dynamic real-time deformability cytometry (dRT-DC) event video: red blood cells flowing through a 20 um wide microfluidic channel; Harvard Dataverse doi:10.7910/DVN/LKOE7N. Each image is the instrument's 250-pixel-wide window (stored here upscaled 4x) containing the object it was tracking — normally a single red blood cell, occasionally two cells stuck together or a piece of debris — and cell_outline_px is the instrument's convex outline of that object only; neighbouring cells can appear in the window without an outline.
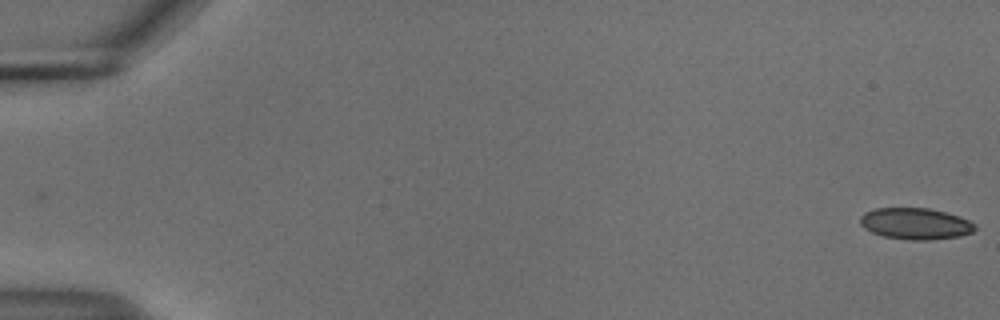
{"species": "common noctule bat (a hibernating species)", "species_latin": "Nyctalus noctula", "temperature_condition": "cold", "stored_images_in_passage": 55, "camera_frame_rate_fps": 3000, "um_per_image_px": 0.085, "animal": {"sex": "male", "body_mass_g": 18.8}, "frame": {"image": 1, "passage_image": 1, "time_ms": 0.0, "image_size_px": [1000, 320], "cell_outline_px": [[976, 228], [972, 232], [960, 236], [928, 240], [908, 240], [884, 236], [872, 232], [864, 228], [860, 224], [860, 216], [864, 212], [876, 208], [928, 208], [960, 216], [976, 224]], "centroid_in_image_um": [77.81, 19.01], "position_along_channel_um": 7.2, "area_um2": 21.04}}
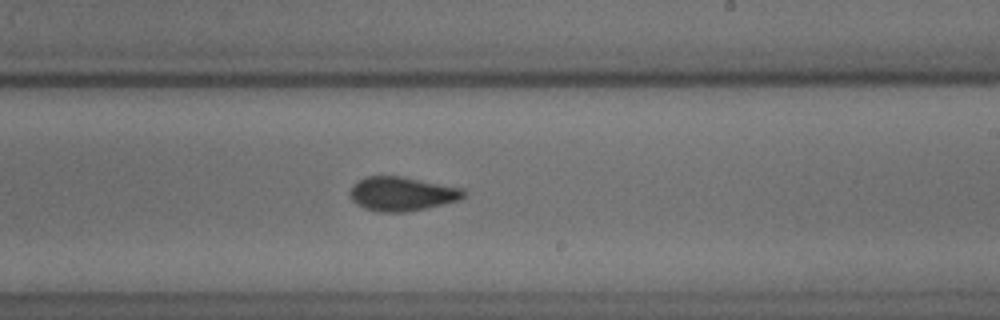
{"frame": {"image": 2, "passage_image": 34, "time_ms": 11.0, "image_size_px": [1000, 320], "cell_outline_px": [[468, 192], [460, 200], [424, 208], [404, 212], [380, 212], [364, 208], [356, 204], [352, 200], [352, 184], [364, 176], [404, 176], [464, 188]], "centroid_in_image_um": [34.2, 16.46], "position_along_channel_um": 254.8, "area_um2": 22.66}}
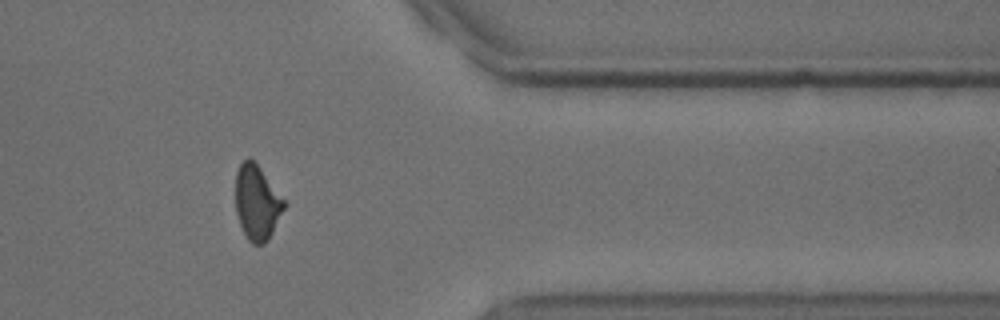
{"frame": {"image": 3, "passage_image": 46, "time_ms": 15.0, "image_size_px": [1000, 320], "cell_outline_px": [[288, 204], [268, 240], [264, 244], [252, 244], [248, 240], [240, 224], [236, 212], [236, 172], [240, 164], [248, 156], [260, 168]], "centroid_in_image_um": [21.86, 17.23], "position_along_channel_um": 389.5, "area_um2": 21.15}, "authors_computed_cell_mechanics": {"area_um2": 21.9062, "velocity_mm_per_s": 3.7163, "shape_relaxation_time_tau1_ms": null, "shape_relaxation_time_tau2_ms": 2.0129, "deformation_change_tau1": null, "deformation_change_tau2": 0.0681}}